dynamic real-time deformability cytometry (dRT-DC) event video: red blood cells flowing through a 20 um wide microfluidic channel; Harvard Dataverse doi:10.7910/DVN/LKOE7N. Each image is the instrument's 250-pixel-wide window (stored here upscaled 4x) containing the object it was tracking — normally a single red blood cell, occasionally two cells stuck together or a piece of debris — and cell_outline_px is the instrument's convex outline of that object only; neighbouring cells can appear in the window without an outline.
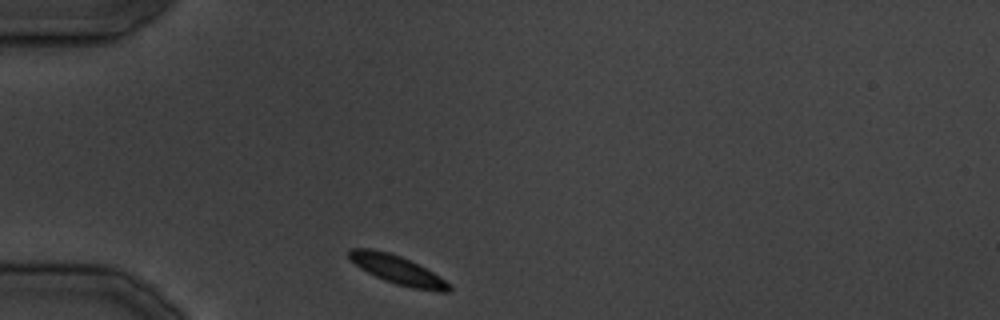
{"species": "common noctule bat (a hibernating species)", "species_latin": "Nyctalus noctula", "temperature_condition": "cold", "stored_images_in_passage": 5, "camera_frame_rate_fps": 3000, "um_per_image_px": 0.085, "animal": {"sex": "male", "body_mass_g": 19.5, "forearm_length_mm": 54.6}, "frame": {"image": 1, "passage_image": 1, "time_ms": 0.0, "image_size_px": [1000, 320], "cell_outline_px": [[452, 288], [448, 292], [440, 292], [412, 288], [396, 284], [384, 280], [360, 268], [348, 256], [348, 248], [372, 248], [388, 252], [400, 256], [432, 272], [452, 284]], "centroid_in_image_um": [33.8, 22.94], "position_along_channel_um": 51.2, "area_um2": 16.53}}